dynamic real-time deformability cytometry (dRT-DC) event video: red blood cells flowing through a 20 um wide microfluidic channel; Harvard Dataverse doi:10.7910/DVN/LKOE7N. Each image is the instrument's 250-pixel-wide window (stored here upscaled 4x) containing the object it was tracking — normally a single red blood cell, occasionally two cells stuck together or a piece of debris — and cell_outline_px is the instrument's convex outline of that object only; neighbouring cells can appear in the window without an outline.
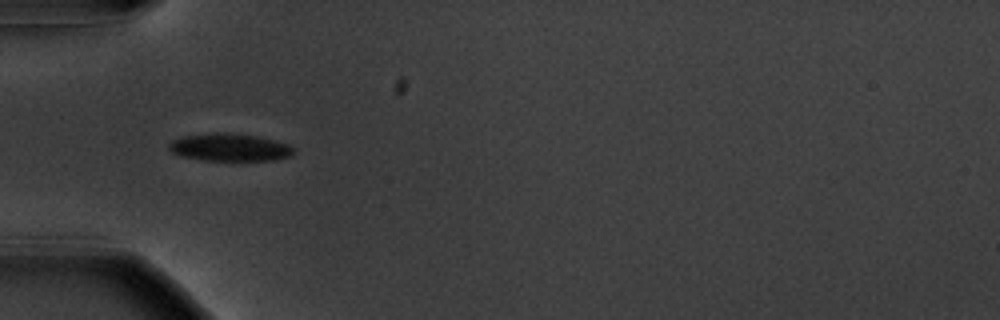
{"species": "common noctule bat (a hibernating species)", "species_latin": "Nyctalus noctula", "temperature_condition": "warm", "stored_images_in_passage": 4, "camera_frame_rate_fps": 3000, "um_per_image_px": 0.085, "animal": {"sex": "male", "body_mass_g": 20.1, "forearm_length_mm": 53.5}, "frame": {"image": 1, "passage_image": 1, "time_ms": 0.0, "image_size_px": [1000, 320], "cell_outline_px": [[296, 148], [292, 156], [276, 160], [204, 160], [180, 156], [172, 152], [168, 148], [168, 144], [172, 140], [184, 136], [216, 132], [220, 132], [256, 136], [288, 144]], "centroid_in_image_um": [19.53, 12.53], "position_along_channel_um": 65.5, "area_um2": 20.0}}